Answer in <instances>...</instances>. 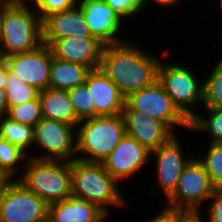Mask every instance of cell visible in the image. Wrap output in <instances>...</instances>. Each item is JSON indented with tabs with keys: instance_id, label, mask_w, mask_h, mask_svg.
Masks as SVG:
<instances>
[{
	"instance_id": "6da1fadb",
	"label": "cell",
	"mask_w": 222,
	"mask_h": 222,
	"mask_svg": "<svg viewBox=\"0 0 222 222\" xmlns=\"http://www.w3.org/2000/svg\"><path fill=\"white\" fill-rule=\"evenodd\" d=\"M159 56L143 50L132 40L104 45L100 69L126 98L158 80Z\"/></svg>"
},
{
	"instance_id": "7a4b0ae2",
	"label": "cell",
	"mask_w": 222,
	"mask_h": 222,
	"mask_svg": "<svg viewBox=\"0 0 222 222\" xmlns=\"http://www.w3.org/2000/svg\"><path fill=\"white\" fill-rule=\"evenodd\" d=\"M72 196L97 205L109 216V206L125 207L126 198L117 186V181L104 168L102 163L73 159Z\"/></svg>"
},
{
	"instance_id": "3957f363",
	"label": "cell",
	"mask_w": 222,
	"mask_h": 222,
	"mask_svg": "<svg viewBox=\"0 0 222 222\" xmlns=\"http://www.w3.org/2000/svg\"><path fill=\"white\" fill-rule=\"evenodd\" d=\"M43 44L42 19L30 4L3 0V22L0 50L8 55L29 52Z\"/></svg>"
},
{
	"instance_id": "277c9868",
	"label": "cell",
	"mask_w": 222,
	"mask_h": 222,
	"mask_svg": "<svg viewBox=\"0 0 222 222\" xmlns=\"http://www.w3.org/2000/svg\"><path fill=\"white\" fill-rule=\"evenodd\" d=\"M125 135L122 114L81 120L76 127V154H80L76 158L86 162L102 163Z\"/></svg>"
},
{
	"instance_id": "5b68a950",
	"label": "cell",
	"mask_w": 222,
	"mask_h": 222,
	"mask_svg": "<svg viewBox=\"0 0 222 222\" xmlns=\"http://www.w3.org/2000/svg\"><path fill=\"white\" fill-rule=\"evenodd\" d=\"M19 180L48 204L72 196V171L69 161L28 157Z\"/></svg>"
},
{
	"instance_id": "8992f818",
	"label": "cell",
	"mask_w": 222,
	"mask_h": 222,
	"mask_svg": "<svg viewBox=\"0 0 222 222\" xmlns=\"http://www.w3.org/2000/svg\"><path fill=\"white\" fill-rule=\"evenodd\" d=\"M189 69L161 60L158 81L173 104L190 121L197 114L196 107L203 105V82L199 83L195 73Z\"/></svg>"
},
{
	"instance_id": "52a82bcc",
	"label": "cell",
	"mask_w": 222,
	"mask_h": 222,
	"mask_svg": "<svg viewBox=\"0 0 222 222\" xmlns=\"http://www.w3.org/2000/svg\"><path fill=\"white\" fill-rule=\"evenodd\" d=\"M49 204L19 179H10L0 193V222H48Z\"/></svg>"
},
{
	"instance_id": "ba28073f",
	"label": "cell",
	"mask_w": 222,
	"mask_h": 222,
	"mask_svg": "<svg viewBox=\"0 0 222 222\" xmlns=\"http://www.w3.org/2000/svg\"><path fill=\"white\" fill-rule=\"evenodd\" d=\"M216 187L203 164L192 156L185 165L174 192L166 199L167 206L201 213V205L209 200Z\"/></svg>"
},
{
	"instance_id": "9c48e42d",
	"label": "cell",
	"mask_w": 222,
	"mask_h": 222,
	"mask_svg": "<svg viewBox=\"0 0 222 222\" xmlns=\"http://www.w3.org/2000/svg\"><path fill=\"white\" fill-rule=\"evenodd\" d=\"M123 110L141 111L163 122L174 134L177 127L190 129V121L173 104L158 80L126 97Z\"/></svg>"
},
{
	"instance_id": "30bf717a",
	"label": "cell",
	"mask_w": 222,
	"mask_h": 222,
	"mask_svg": "<svg viewBox=\"0 0 222 222\" xmlns=\"http://www.w3.org/2000/svg\"><path fill=\"white\" fill-rule=\"evenodd\" d=\"M34 146L44 152L28 155L30 158L71 162L77 156L76 128L61 121L42 118L34 126Z\"/></svg>"
},
{
	"instance_id": "8fae6325",
	"label": "cell",
	"mask_w": 222,
	"mask_h": 222,
	"mask_svg": "<svg viewBox=\"0 0 222 222\" xmlns=\"http://www.w3.org/2000/svg\"><path fill=\"white\" fill-rule=\"evenodd\" d=\"M52 59V50L46 44H42L35 50L8 55L4 58L12 74L40 92L49 88Z\"/></svg>"
},
{
	"instance_id": "7c38bea8",
	"label": "cell",
	"mask_w": 222,
	"mask_h": 222,
	"mask_svg": "<svg viewBox=\"0 0 222 222\" xmlns=\"http://www.w3.org/2000/svg\"><path fill=\"white\" fill-rule=\"evenodd\" d=\"M175 134L165 144L151 151L150 160L155 155L156 179L159 189L167 199L175 190L185 165L192 158L185 156L180 139Z\"/></svg>"
},
{
	"instance_id": "4fadbf2b",
	"label": "cell",
	"mask_w": 222,
	"mask_h": 222,
	"mask_svg": "<svg viewBox=\"0 0 222 222\" xmlns=\"http://www.w3.org/2000/svg\"><path fill=\"white\" fill-rule=\"evenodd\" d=\"M78 3L83 10L85 23L100 42L111 45L127 41L121 38L124 20L104 0H78Z\"/></svg>"
},
{
	"instance_id": "5bb4252c",
	"label": "cell",
	"mask_w": 222,
	"mask_h": 222,
	"mask_svg": "<svg viewBox=\"0 0 222 222\" xmlns=\"http://www.w3.org/2000/svg\"><path fill=\"white\" fill-rule=\"evenodd\" d=\"M151 151L128 135L120 141L102 162L104 168L118 182L133 178L150 160Z\"/></svg>"
},
{
	"instance_id": "9a60e30c",
	"label": "cell",
	"mask_w": 222,
	"mask_h": 222,
	"mask_svg": "<svg viewBox=\"0 0 222 222\" xmlns=\"http://www.w3.org/2000/svg\"><path fill=\"white\" fill-rule=\"evenodd\" d=\"M85 83L92 95V117L122 114L126 98L100 68L91 70Z\"/></svg>"
},
{
	"instance_id": "2e32d148",
	"label": "cell",
	"mask_w": 222,
	"mask_h": 222,
	"mask_svg": "<svg viewBox=\"0 0 222 222\" xmlns=\"http://www.w3.org/2000/svg\"><path fill=\"white\" fill-rule=\"evenodd\" d=\"M49 47L55 58L82 64L90 70L100 68L104 44L96 37H66Z\"/></svg>"
},
{
	"instance_id": "e0dca14e",
	"label": "cell",
	"mask_w": 222,
	"mask_h": 222,
	"mask_svg": "<svg viewBox=\"0 0 222 222\" xmlns=\"http://www.w3.org/2000/svg\"><path fill=\"white\" fill-rule=\"evenodd\" d=\"M43 44L51 45L55 40L66 37H94L84 20L79 3L62 11L46 16L42 20Z\"/></svg>"
},
{
	"instance_id": "ac0fdd59",
	"label": "cell",
	"mask_w": 222,
	"mask_h": 222,
	"mask_svg": "<svg viewBox=\"0 0 222 222\" xmlns=\"http://www.w3.org/2000/svg\"><path fill=\"white\" fill-rule=\"evenodd\" d=\"M126 135L135 138L149 151L159 148L175 134L161 121L138 110H122Z\"/></svg>"
},
{
	"instance_id": "d6986e66",
	"label": "cell",
	"mask_w": 222,
	"mask_h": 222,
	"mask_svg": "<svg viewBox=\"0 0 222 222\" xmlns=\"http://www.w3.org/2000/svg\"><path fill=\"white\" fill-rule=\"evenodd\" d=\"M107 217L97 205L74 196L49 204L48 222H103Z\"/></svg>"
},
{
	"instance_id": "ffe728a7",
	"label": "cell",
	"mask_w": 222,
	"mask_h": 222,
	"mask_svg": "<svg viewBox=\"0 0 222 222\" xmlns=\"http://www.w3.org/2000/svg\"><path fill=\"white\" fill-rule=\"evenodd\" d=\"M43 118L61 121L77 127L81 121L75 113L68 91L47 88L40 92Z\"/></svg>"
},
{
	"instance_id": "44dd1931",
	"label": "cell",
	"mask_w": 222,
	"mask_h": 222,
	"mask_svg": "<svg viewBox=\"0 0 222 222\" xmlns=\"http://www.w3.org/2000/svg\"><path fill=\"white\" fill-rule=\"evenodd\" d=\"M91 70L82 64L53 57L50 68L49 88L71 90L85 83Z\"/></svg>"
},
{
	"instance_id": "7402d4cb",
	"label": "cell",
	"mask_w": 222,
	"mask_h": 222,
	"mask_svg": "<svg viewBox=\"0 0 222 222\" xmlns=\"http://www.w3.org/2000/svg\"><path fill=\"white\" fill-rule=\"evenodd\" d=\"M0 137L19 147L27 155L31 154V148L33 150L34 127L20 124L6 115L0 117Z\"/></svg>"
},
{
	"instance_id": "603a6c76",
	"label": "cell",
	"mask_w": 222,
	"mask_h": 222,
	"mask_svg": "<svg viewBox=\"0 0 222 222\" xmlns=\"http://www.w3.org/2000/svg\"><path fill=\"white\" fill-rule=\"evenodd\" d=\"M208 116L199 114L200 111L190 120L192 132H207L210 136L208 143H222V107L205 108Z\"/></svg>"
},
{
	"instance_id": "cb8c5ba5",
	"label": "cell",
	"mask_w": 222,
	"mask_h": 222,
	"mask_svg": "<svg viewBox=\"0 0 222 222\" xmlns=\"http://www.w3.org/2000/svg\"><path fill=\"white\" fill-rule=\"evenodd\" d=\"M28 159V155L22 151L19 147L10 143L8 140H5L0 137V169L5 173L10 179H19L18 168H22L21 174H23V169L25 167V162ZM25 160V161H23ZM23 161V165L19 166ZM17 175V177H16Z\"/></svg>"
},
{
	"instance_id": "d4e9b609",
	"label": "cell",
	"mask_w": 222,
	"mask_h": 222,
	"mask_svg": "<svg viewBox=\"0 0 222 222\" xmlns=\"http://www.w3.org/2000/svg\"><path fill=\"white\" fill-rule=\"evenodd\" d=\"M5 92L8 108L39 98L40 91L8 71Z\"/></svg>"
},
{
	"instance_id": "484cf974",
	"label": "cell",
	"mask_w": 222,
	"mask_h": 222,
	"mask_svg": "<svg viewBox=\"0 0 222 222\" xmlns=\"http://www.w3.org/2000/svg\"><path fill=\"white\" fill-rule=\"evenodd\" d=\"M203 106L222 107V57L203 81Z\"/></svg>"
},
{
	"instance_id": "4316f807",
	"label": "cell",
	"mask_w": 222,
	"mask_h": 222,
	"mask_svg": "<svg viewBox=\"0 0 222 222\" xmlns=\"http://www.w3.org/2000/svg\"><path fill=\"white\" fill-rule=\"evenodd\" d=\"M6 116L20 124L34 127L42 118L40 98L8 108Z\"/></svg>"
},
{
	"instance_id": "83f0119b",
	"label": "cell",
	"mask_w": 222,
	"mask_h": 222,
	"mask_svg": "<svg viewBox=\"0 0 222 222\" xmlns=\"http://www.w3.org/2000/svg\"><path fill=\"white\" fill-rule=\"evenodd\" d=\"M207 152L197 157L208 173L212 184L222 188V143H209Z\"/></svg>"
},
{
	"instance_id": "f1b7e54d",
	"label": "cell",
	"mask_w": 222,
	"mask_h": 222,
	"mask_svg": "<svg viewBox=\"0 0 222 222\" xmlns=\"http://www.w3.org/2000/svg\"><path fill=\"white\" fill-rule=\"evenodd\" d=\"M71 102L74 106L76 116L80 120L92 118V95L86 83L68 90Z\"/></svg>"
},
{
	"instance_id": "f546056e",
	"label": "cell",
	"mask_w": 222,
	"mask_h": 222,
	"mask_svg": "<svg viewBox=\"0 0 222 222\" xmlns=\"http://www.w3.org/2000/svg\"><path fill=\"white\" fill-rule=\"evenodd\" d=\"M32 3V5H31ZM78 3V0H32L30 6H34V10L43 20L46 16L65 11Z\"/></svg>"
},
{
	"instance_id": "4dcf8cb0",
	"label": "cell",
	"mask_w": 222,
	"mask_h": 222,
	"mask_svg": "<svg viewBox=\"0 0 222 222\" xmlns=\"http://www.w3.org/2000/svg\"><path fill=\"white\" fill-rule=\"evenodd\" d=\"M120 17L121 19H131L133 16H138L141 11L146 8L144 0H104Z\"/></svg>"
},
{
	"instance_id": "1f68e13d",
	"label": "cell",
	"mask_w": 222,
	"mask_h": 222,
	"mask_svg": "<svg viewBox=\"0 0 222 222\" xmlns=\"http://www.w3.org/2000/svg\"><path fill=\"white\" fill-rule=\"evenodd\" d=\"M193 215L194 213L191 211L166 205L157 216L150 218L148 222H187Z\"/></svg>"
},
{
	"instance_id": "d6a6232c",
	"label": "cell",
	"mask_w": 222,
	"mask_h": 222,
	"mask_svg": "<svg viewBox=\"0 0 222 222\" xmlns=\"http://www.w3.org/2000/svg\"><path fill=\"white\" fill-rule=\"evenodd\" d=\"M213 200L207 207V222H222V188H216L209 197Z\"/></svg>"
},
{
	"instance_id": "836d02e7",
	"label": "cell",
	"mask_w": 222,
	"mask_h": 222,
	"mask_svg": "<svg viewBox=\"0 0 222 222\" xmlns=\"http://www.w3.org/2000/svg\"><path fill=\"white\" fill-rule=\"evenodd\" d=\"M9 67L5 60L0 62V89L4 90L6 86V79L8 75Z\"/></svg>"
},
{
	"instance_id": "e575fe53",
	"label": "cell",
	"mask_w": 222,
	"mask_h": 222,
	"mask_svg": "<svg viewBox=\"0 0 222 222\" xmlns=\"http://www.w3.org/2000/svg\"><path fill=\"white\" fill-rule=\"evenodd\" d=\"M8 103L5 90L0 89V117L6 115Z\"/></svg>"
},
{
	"instance_id": "d590c367",
	"label": "cell",
	"mask_w": 222,
	"mask_h": 222,
	"mask_svg": "<svg viewBox=\"0 0 222 222\" xmlns=\"http://www.w3.org/2000/svg\"><path fill=\"white\" fill-rule=\"evenodd\" d=\"M151 2L153 1L154 3L156 4H159V5H164V6H171V5H174L176 3H179L180 0H150ZM150 1H147V0H144L145 2V5L147 6V3L150 2Z\"/></svg>"
},
{
	"instance_id": "8d00e7d4",
	"label": "cell",
	"mask_w": 222,
	"mask_h": 222,
	"mask_svg": "<svg viewBox=\"0 0 222 222\" xmlns=\"http://www.w3.org/2000/svg\"><path fill=\"white\" fill-rule=\"evenodd\" d=\"M10 180L9 177L5 175V173L0 169V193L4 189L7 182Z\"/></svg>"
},
{
	"instance_id": "74e56055",
	"label": "cell",
	"mask_w": 222,
	"mask_h": 222,
	"mask_svg": "<svg viewBox=\"0 0 222 222\" xmlns=\"http://www.w3.org/2000/svg\"><path fill=\"white\" fill-rule=\"evenodd\" d=\"M202 217L203 215L201 213L194 214L187 222H204Z\"/></svg>"
},
{
	"instance_id": "f35d334b",
	"label": "cell",
	"mask_w": 222,
	"mask_h": 222,
	"mask_svg": "<svg viewBox=\"0 0 222 222\" xmlns=\"http://www.w3.org/2000/svg\"><path fill=\"white\" fill-rule=\"evenodd\" d=\"M3 0H0V41L2 38Z\"/></svg>"
},
{
	"instance_id": "ab89813d",
	"label": "cell",
	"mask_w": 222,
	"mask_h": 222,
	"mask_svg": "<svg viewBox=\"0 0 222 222\" xmlns=\"http://www.w3.org/2000/svg\"><path fill=\"white\" fill-rule=\"evenodd\" d=\"M8 3H22L29 4L32 0H5Z\"/></svg>"
},
{
	"instance_id": "60d3db41",
	"label": "cell",
	"mask_w": 222,
	"mask_h": 222,
	"mask_svg": "<svg viewBox=\"0 0 222 222\" xmlns=\"http://www.w3.org/2000/svg\"><path fill=\"white\" fill-rule=\"evenodd\" d=\"M4 60V57L2 56L1 50H0V62Z\"/></svg>"
},
{
	"instance_id": "b9f144b4",
	"label": "cell",
	"mask_w": 222,
	"mask_h": 222,
	"mask_svg": "<svg viewBox=\"0 0 222 222\" xmlns=\"http://www.w3.org/2000/svg\"><path fill=\"white\" fill-rule=\"evenodd\" d=\"M219 2H220V4H219V5H221V9H222V0H220Z\"/></svg>"
}]
</instances>
